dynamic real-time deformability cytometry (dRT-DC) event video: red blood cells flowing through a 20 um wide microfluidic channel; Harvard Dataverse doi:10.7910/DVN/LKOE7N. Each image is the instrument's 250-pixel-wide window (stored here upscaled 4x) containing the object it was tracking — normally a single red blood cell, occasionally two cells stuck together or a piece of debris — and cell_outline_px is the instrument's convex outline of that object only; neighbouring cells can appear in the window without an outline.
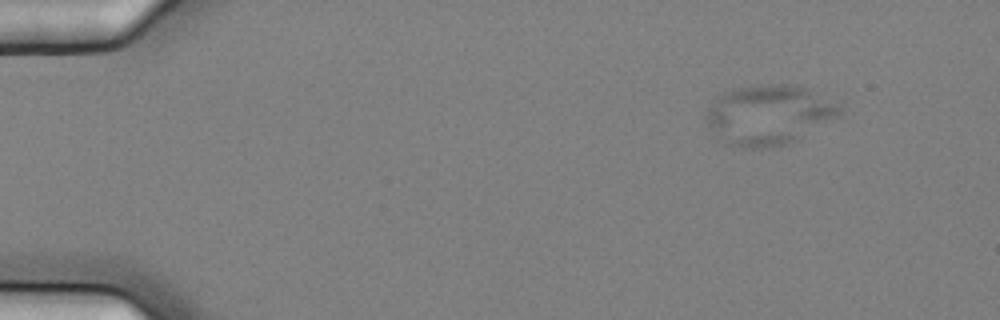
{"species": "common noctule bat (a hibernating species)", "species_latin": "Nyctalus noctula", "temperature_condition": "cold", "stored_images_in_passage": 6, "camera_frame_rate_fps": 3000, "um_per_image_px": 0.085, "animal": {"sex": "female", "body_mass_g": 25.1}, "frame": {"image": 1, "passage_image": 3, "time_ms": 0.667, "image_size_px": [1000, 320], "cell_outline_px": [[840, 116], [796, 140], [784, 144], [760, 148], [740, 148], [724, 144], [704, 120], [704, 116], [708, 108], [716, 96], [724, 92], [740, 88], [768, 84], [796, 84], [840, 104]], "centroid_in_image_um": [65.31, 9.77], "position_along_channel_um": 19.7, "area_um2": 46.41}}
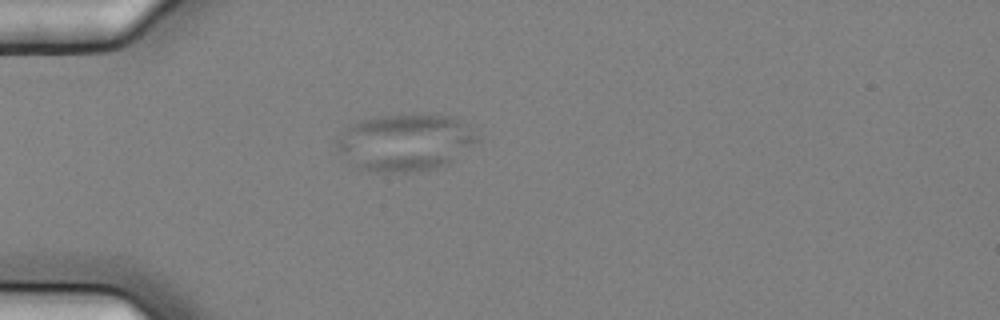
{"frame": {"image": 2, "passage_image": 6, "time_ms": 1.667, "image_size_px": [1000, 320], "cell_outline_px": [[480, 140], [448, 164], [420, 172], [384, 172], [356, 168], [336, 148], [336, 140], [340, 132], [348, 124], [360, 120], [380, 116], [416, 112], [424, 112], [460, 116], [480, 136]], "centroid_in_image_um": [34.5, 12.05], "position_along_channel_um": 50.5, "area_um2": 48.15}}